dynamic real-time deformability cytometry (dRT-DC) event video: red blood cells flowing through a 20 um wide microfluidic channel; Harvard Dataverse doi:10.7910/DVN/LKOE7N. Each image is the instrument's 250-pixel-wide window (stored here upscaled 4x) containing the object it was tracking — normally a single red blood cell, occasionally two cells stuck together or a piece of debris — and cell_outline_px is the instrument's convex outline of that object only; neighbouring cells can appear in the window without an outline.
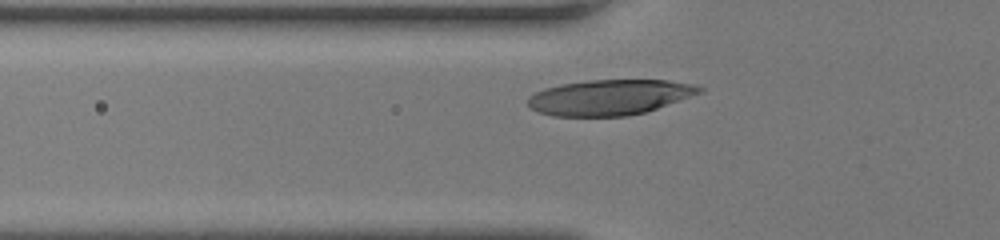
{"species": "human", "species_latin": "Homo sapiens", "temperature_condition": "room temperature", "stored_images_in_passage": 30, "camera_frame_rate_fps": 3000, "um_per_image_px": 0.085, "donor": {"sex": "female"}, "frame": {"image": 1, "passage_image": 6, "time_ms": 1.667, "image_size_px": [1000, 240], "cell_outline_px": [[704, 92], [644, 112], [628, 116], [552, 116], [540, 112], [532, 108], [528, 104], [528, 96], [544, 88], [560, 84], [588, 80], [668, 80], [692, 84], [704, 88]], "centroid_in_image_um": [51.82, 8.26], "position_along_channel_um": 74.0, "area_um2": 35.32}}
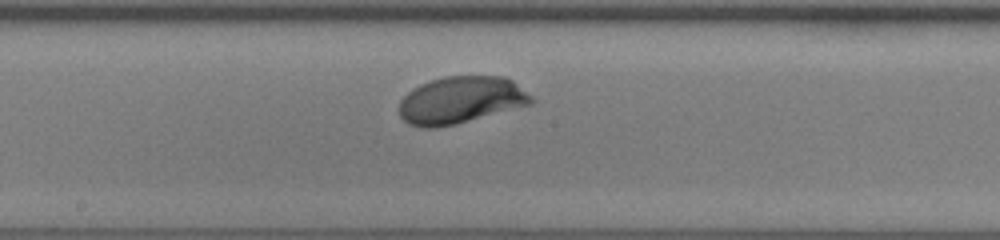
{"frame": {"image": 2, "passage_image": 16, "time_ms": 5.0, "image_size_px": [1000, 240], "cell_outline_px": [[536, 100], [532, 104], [456, 124], [436, 128], [420, 128], [408, 124], [400, 116], [400, 100], [412, 88], [420, 84], [444, 76], [504, 76], [512, 80], [532, 96]], "centroid_in_image_um": [39.17, 8.51], "position_along_channel_um": 209.0, "area_um2": 36.41}}
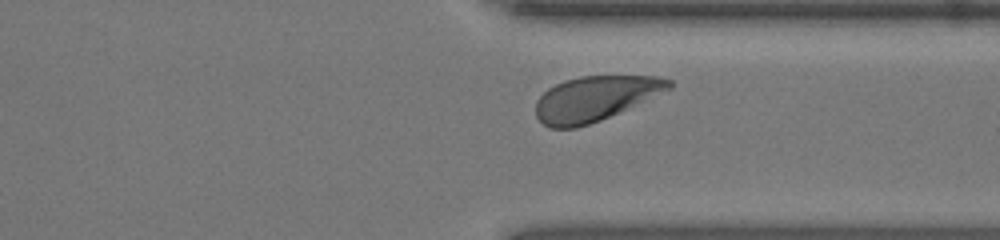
{"frame": {"image": 3, "passage_image": 27, "time_ms": 8.667, "image_size_px": [1000, 240], "cell_outline_px": [[672, 88], [600, 120], [576, 128], [548, 128], [536, 116], [536, 100], [548, 88], [564, 80], [580, 76], [660, 76], [672, 80]], "centroid_in_image_um": [50.56, 8.36], "position_along_channel_um": 360.8, "area_um2": 34.51}, "authors_computed_cell_mechanics": {"area_um2": 35.5759, "velocity_mm_per_s": 4.0978, "shape_relaxation_time_tau1_ms": 1.7929, "shape_relaxation_time_tau2_ms": null, "deformation_change_tau1": 0.1498, "deformation_change_tau2": null}}